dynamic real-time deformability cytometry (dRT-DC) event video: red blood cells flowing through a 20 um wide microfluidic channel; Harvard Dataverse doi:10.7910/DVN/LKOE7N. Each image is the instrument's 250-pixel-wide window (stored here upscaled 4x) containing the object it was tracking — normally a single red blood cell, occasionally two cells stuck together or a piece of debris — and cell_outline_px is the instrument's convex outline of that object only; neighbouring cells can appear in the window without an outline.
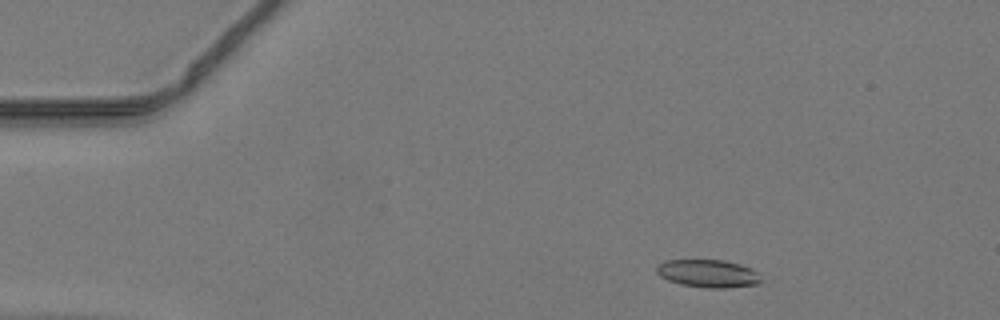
{"species": "common noctule bat (a hibernating species)", "species_latin": "Nyctalus noctula", "temperature_condition": "warm", "stored_images_in_passage": 44, "camera_frame_rate_fps": 3000, "um_per_image_px": 0.085, "animal": {"sex": "male", "body_mass_g": 19.2, "forearm_length_mm": 51.8}, "frame": {"image": 1, "passage_image": 4, "time_ms": 1.0, "image_size_px": [1000, 320], "cell_outline_px": [[760, 284], [728, 288], [704, 288], [680, 284], [668, 280], [660, 276], [656, 272], [656, 268], [664, 260], [724, 260], [740, 264], [752, 268], [760, 272]], "centroid_in_image_um": [60.22, 23.25], "position_along_channel_um": 24.8, "area_um2": 17.17}}
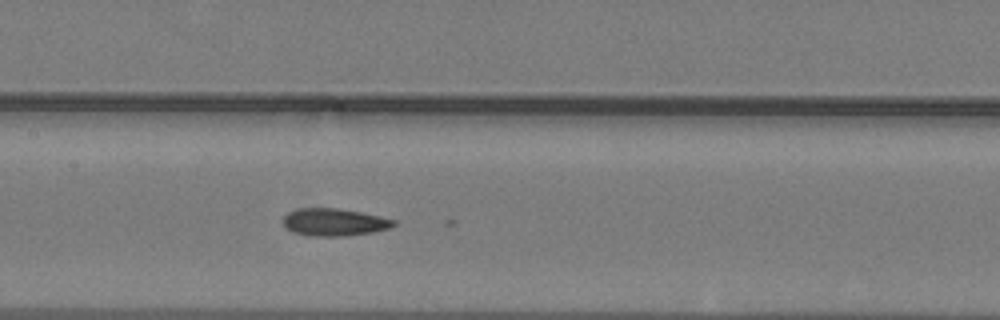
{"frame": {"image": 2, "passage_image": 20, "time_ms": 6.333, "image_size_px": [1000, 320], "cell_outline_px": [[396, 224], [392, 228], [372, 232], [344, 236], [316, 236], [296, 232], [288, 228], [284, 224], [284, 216], [288, 212], [300, 208], [336, 208], [360, 212], [380, 216], [396, 220]], "centroid_in_image_um": [28.47, 18.88], "position_along_channel_um": 178.9, "area_um2": 17.46}}
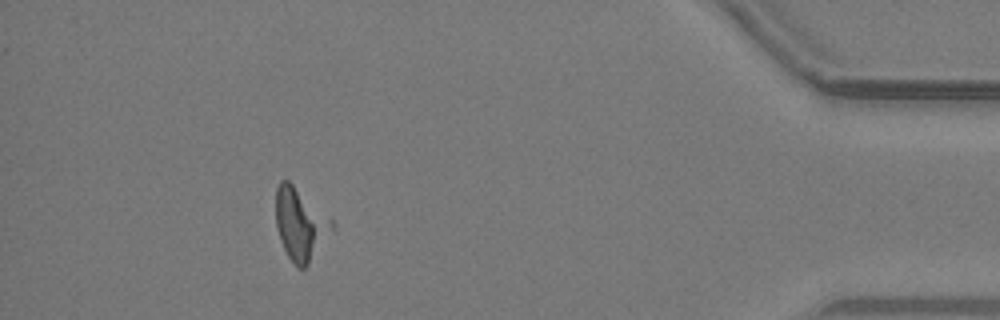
{"frame": {"image": 3, "passage_image": 40, "time_ms": 13.0, "image_size_px": [1000, 320], "cell_outline_px": [[336, 224], [308, 264], [304, 268], [296, 268], [288, 256], [280, 240], [276, 228], [276, 188], [280, 180], [288, 180], [332, 220]], "centroid_in_image_um": [25.49, 19.06], "position_along_channel_um": 409.7, "area_um2": 23.06}}